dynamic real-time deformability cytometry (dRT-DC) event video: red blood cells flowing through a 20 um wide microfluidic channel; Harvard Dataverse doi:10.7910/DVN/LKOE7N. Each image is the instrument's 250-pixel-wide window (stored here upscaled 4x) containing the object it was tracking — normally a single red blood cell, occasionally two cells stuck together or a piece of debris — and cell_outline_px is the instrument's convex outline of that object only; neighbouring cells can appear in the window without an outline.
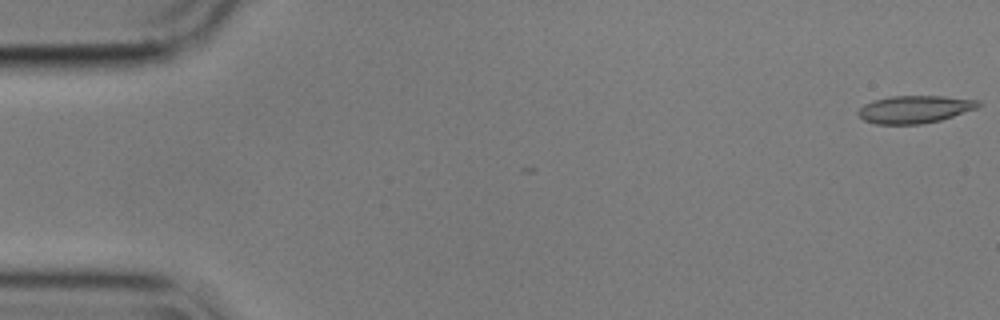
{"species": "common noctule bat (a hibernating species)", "species_latin": "Nyctalus noctula", "temperature_condition": "cold", "stored_images_in_passage": 5, "camera_frame_rate_fps": 3000, "um_per_image_px": 0.085, "animal": {"sex": "male", "body_mass_g": 17.9}, "frame": {"image": 1, "passage_image": 1, "time_ms": 0.0, "image_size_px": [1000, 320], "cell_outline_px": [[980, 104], [976, 108], [940, 120], [920, 124], [876, 124], [864, 120], [856, 112], [864, 104], [872, 100], [892, 96], [944, 96], [980, 100]], "centroid_in_image_um": [77.72, 9.28], "position_along_channel_um": 7.3, "area_um2": 19.19}}